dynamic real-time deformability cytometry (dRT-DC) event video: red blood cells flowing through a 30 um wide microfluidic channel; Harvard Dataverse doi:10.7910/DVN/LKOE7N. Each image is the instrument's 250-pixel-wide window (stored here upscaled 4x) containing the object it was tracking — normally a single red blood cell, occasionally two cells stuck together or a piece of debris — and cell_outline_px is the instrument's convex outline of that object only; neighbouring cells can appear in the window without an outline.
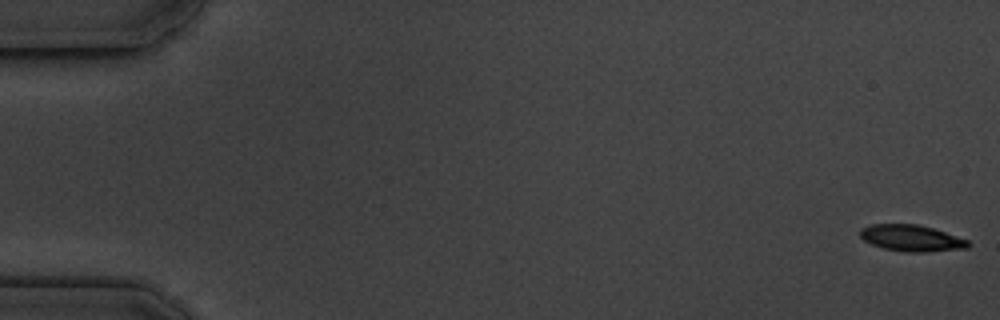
{"species": "common noctule bat (a hibernating species)", "species_latin": "Nyctalus noctula", "temperature_condition": "cold", "stored_images_in_passage": 2, "camera_frame_rate_fps": 3000, "um_per_image_px": 0.085, "animal": {"sex": "male", "body_mass_g": 19.5, "forearm_length_mm": 54.6}, "frame": {"image": 1, "passage_image": 1, "time_ms": 0.0, "image_size_px": [1000, 320], "cell_outline_px": [[972, 244], [968, 248], [924, 252], [904, 252], [884, 248], [872, 244], [864, 240], [860, 236], [860, 228], [872, 224], [916, 224], [932, 228], [968, 240]], "centroid_in_image_um": [77.47, 20.24], "position_along_channel_um": 7.5, "area_um2": 16.53}}